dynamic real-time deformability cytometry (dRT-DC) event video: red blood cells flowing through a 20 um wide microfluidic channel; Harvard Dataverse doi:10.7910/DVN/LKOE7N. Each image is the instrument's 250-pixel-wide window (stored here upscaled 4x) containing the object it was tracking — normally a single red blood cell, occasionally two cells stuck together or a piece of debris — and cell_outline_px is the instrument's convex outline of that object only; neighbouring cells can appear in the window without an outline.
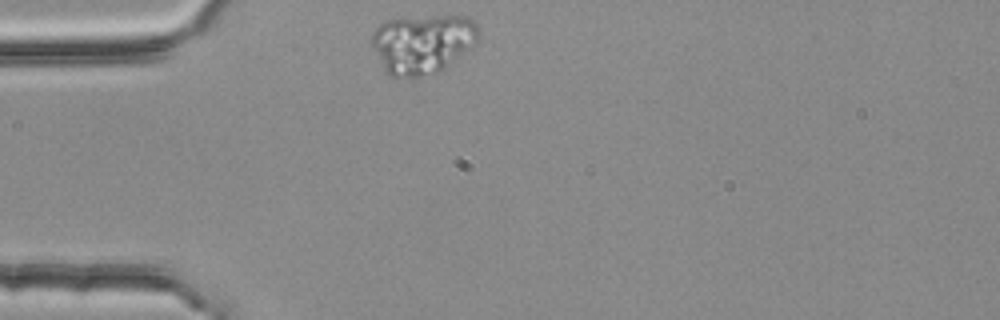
{"species": "common noctule bat (a hibernating species)", "species_latin": "Nyctalus noctula", "temperature_condition": "room temperature", "stored_images_in_passage": 2, "camera_frame_rate_fps": 3000, "um_per_image_px": 0.085, "animal": {"sex": "female", "body_mass_g": 25.1}, "frame": {"image": 1, "passage_image": 1, "time_ms": 0.0, "image_size_px": [1000, 320], "cell_outline_px": [[480, 40], [472, 48], [444, 72], [416, 80], [408, 80], [388, 76], [372, 44], [372, 32], [384, 20], [400, 16], [468, 16], [476, 20], [480, 28]], "centroid_in_image_um": [36.0, 3.75], "position_along_channel_um": 49.0, "area_um2": 38.96}}